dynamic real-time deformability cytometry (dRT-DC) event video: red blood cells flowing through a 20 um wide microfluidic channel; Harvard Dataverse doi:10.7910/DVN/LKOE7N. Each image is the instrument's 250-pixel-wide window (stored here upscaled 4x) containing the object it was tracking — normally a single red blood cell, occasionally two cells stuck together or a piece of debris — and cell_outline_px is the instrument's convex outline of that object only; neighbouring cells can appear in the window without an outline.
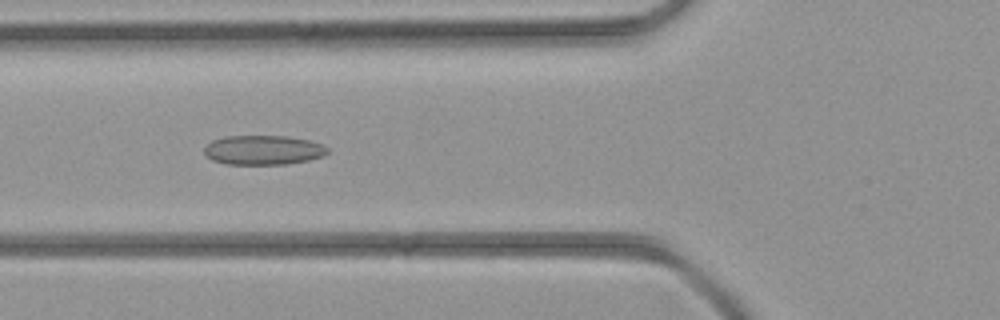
{"species": "common noctule bat (a hibernating species)", "species_latin": "Nyctalus noctula", "temperature_condition": "room temperature", "stored_images_in_passage": 31, "camera_frame_rate_fps": 3000, "um_per_image_px": 0.085, "animal": {"sex": "female", "body_mass_g": 21.9}, "frame": {"image": 1, "passage_image": 8, "time_ms": 2.333, "image_size_px": [1000, 320], "cell_outline_px": [[328, 152], [324, 156], [308, 160], [288, 164], [228, 164], [212, 160], [204, 156], [204, 148], [212, 140], [224, 136], [288, 136], [308, 140], [320, 144], [328, 148]], "centroid_in_image_um": [22.35, 12.75], "position_along_channel_um": 103.4, "area_um2": 21.21}}
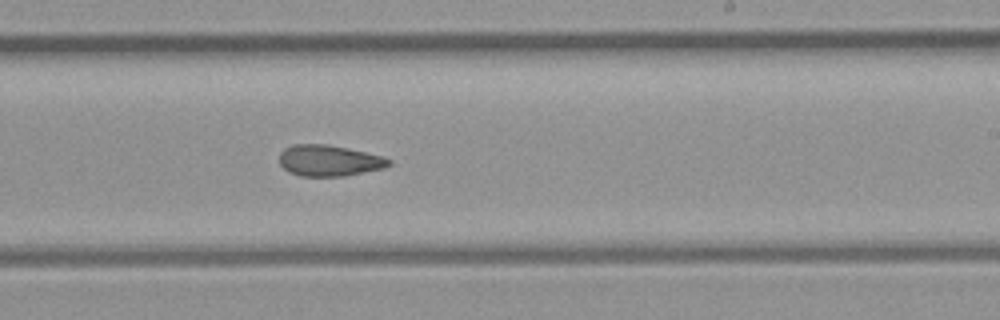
{"frame": {"image": 2, "passage_image": 18, "time_ms": 5.667, "image_size_px": [1000, 320], "cell_outline_px": [[392, 164], [384, 168], [344, 176], [300, 176], [288, 172], [280, 164], [280, 152], [284, 148], [292, 144], [328, 144], [364, 152], [380, 156], [392, 160]], "centroid_in_image_um": [27.95, 13.65], "position_along_channel_um": 261.1, "area_um2": 19.83}}
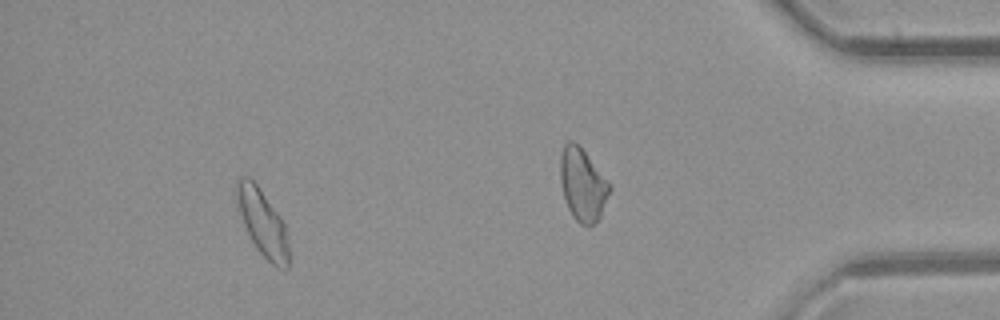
{"frame": {"image": 3, "passage_image": 27, "time_ms": 8.667, "image_size_px": [1000, 320], "cell_outline_px": [[288, 268], [276, 268], [260, 252], [252, 240], [244, 224], [240, 212], [236, 188], [236, 180], [240, 176], [248, 176], [256, 184], [280, 216], [284, 224], [288, 244]], "centroid_in_image_um": [22.32, 18.93], "position_along_channel_um": 412.9, "area_um2": 19.48}}